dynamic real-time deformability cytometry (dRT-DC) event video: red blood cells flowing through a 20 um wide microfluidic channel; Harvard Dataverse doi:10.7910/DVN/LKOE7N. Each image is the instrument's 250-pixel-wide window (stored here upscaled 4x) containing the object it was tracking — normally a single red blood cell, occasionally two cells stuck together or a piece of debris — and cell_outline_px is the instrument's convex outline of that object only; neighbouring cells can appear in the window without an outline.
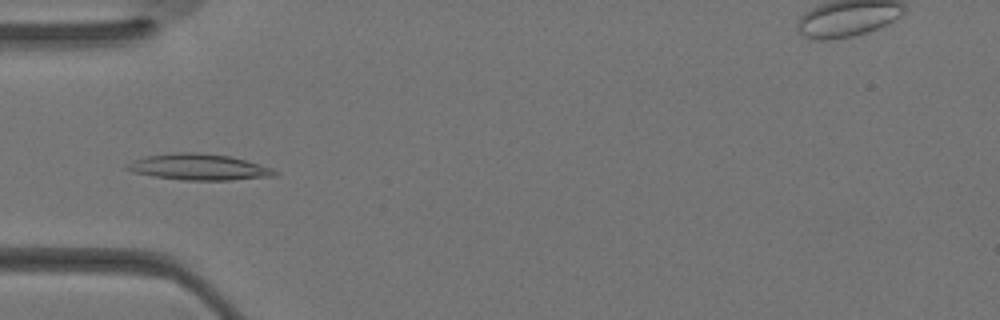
{"species": "Egyptian fruit bat (a non-hibernating species)", "species_latin": "Rousettus aegyptiacus", "temperature_condition": "warm", "stored_images_in_passage": 32, "segment_of_instrument_passage": [1, 2], "camera_frame_rate_fps": 3000, "um_per_image_px": 0.085, "animal": {"sex": "female"}, "frame": {"image": 1, "passage_image": 7, "time_ms": 2.0, "image_size_px": [1000, 320], "cell_outline_px": [[280, 172], [276, 176], [232, 180], [184, 180], [152, 176], [136, 172], [124, 168], [124, 164], [132, 160], [148, 156], [176, 152], [196, 152], [232, 156], [272, 168]], "centroid_in_image_um": [16.92, 14.2], "position_along_channel_um": 68.1, "area_um2": 22.6}}
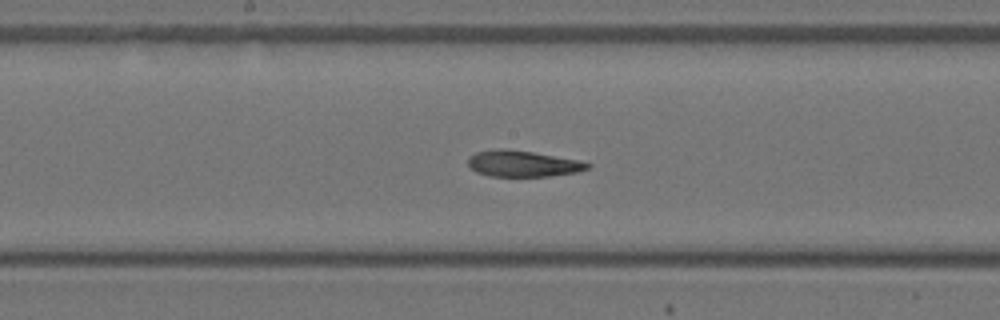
{"frame": {"image": 2, "passage_image": 14, "time_ms": 4.333, "image_size_px": [1000, 320], "cell_outline_px": [[592, 164], [588, 168], [576, 172], [548, 176], [492, 176], [476, 172], [468, 164], [468, 156], [476, 152], [500, 148], [504, 148], [532, 152], [580, 160]], "centroid_in_image_um": [44.42, 13.9], "position_along_channel_um": 203.8, "area_um2": 18.09}}
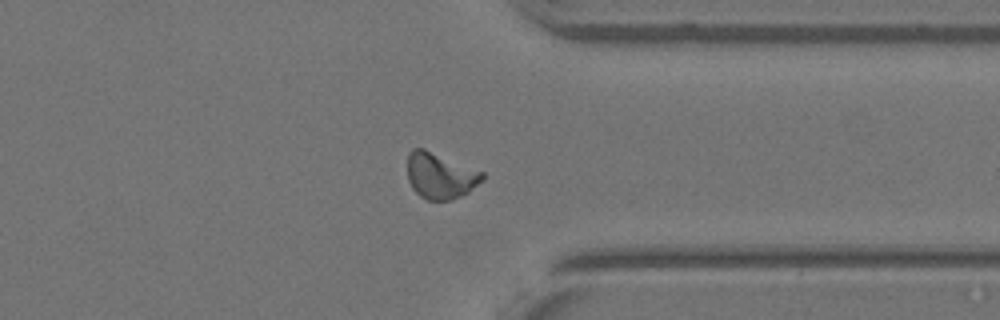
{"frame": {"image": 3, "passage_image": 23, "time_ms": 7.333, "image_size_px": [1000, 320], "cell_outline_px": [[484, 180], [468, 192], [452, 200], [428, 200], [420, 196], [412, 188], [408, 180], [408, 152], [412, 148], [424, 148], [484, 172]], "centroid_in_image_um": [37.42, 14.93], "position_along_channel_um": 374.0, "area_um2": 20.17}}